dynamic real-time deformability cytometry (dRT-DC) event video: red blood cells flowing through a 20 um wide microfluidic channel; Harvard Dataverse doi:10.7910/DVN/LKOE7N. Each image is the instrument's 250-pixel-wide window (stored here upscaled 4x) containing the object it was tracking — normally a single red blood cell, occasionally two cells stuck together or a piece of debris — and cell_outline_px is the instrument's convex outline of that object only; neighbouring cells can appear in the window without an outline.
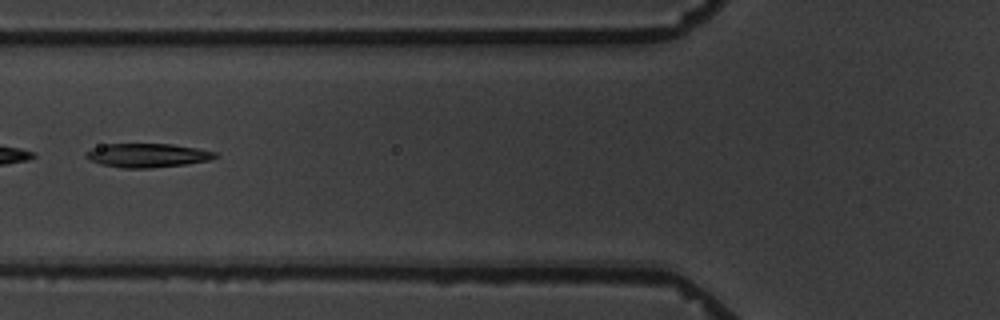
{"species": "common noctule bat (a hibernating species)", "species_latin": "Nyctalus noctula", "temperature_condition": "warm", "stored_images_in_passage": 12, "camera_frame_rate_fps": 3000, "um_per_image_px": 0.085, "animal": {"sex": "male", "body_mass_g": 19.5, "forearm_length_mm": 54.6}, "frame": {"image": 1, "passage_image": 6, "time_ms": 6.667, "image_size_px": [1000, 320], "cell_outline_px": [[220, 156], [212, 160], [184, 164], [152, 168], [124, 168], [100, 164], [88, 160], [84, 156], [92, 148], [108, 144], [172, 144], [196, 148], [216, 152]], "centroid_in_image_um": [12.56, 13.21], "position_along_channel_um": 113.2, "area_um2": 17.98}}
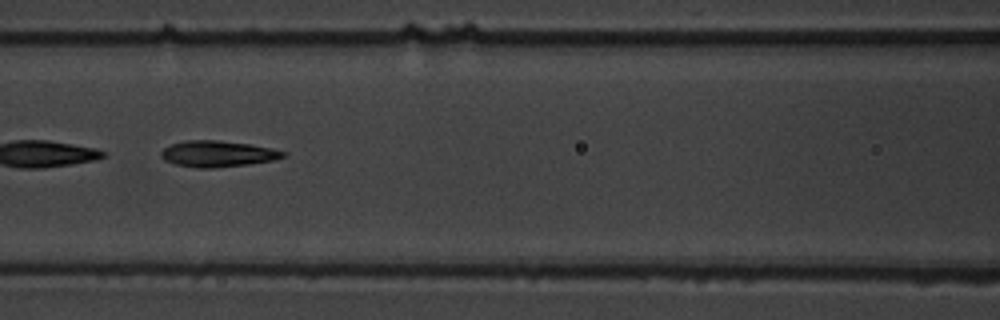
{"frame": {"image": 2, "passage_image": 7, "time_ms": 7.667, "image_size_px": [1000, 320], "cell_outline_px": [[288, 152], [284, 156], [272, 160], [248, 164], [212, 168], [196, 168], [176, 164], [164, 160], [160, 156], [160, 152], [164, 148], [172, 144], [184, 140], [216, 140], [248, 144], [272, 148]], "centroid_in_image_um": [18.47, 13.07], "position_along_channel_um": 148.1, "area_um2": 18.5}}
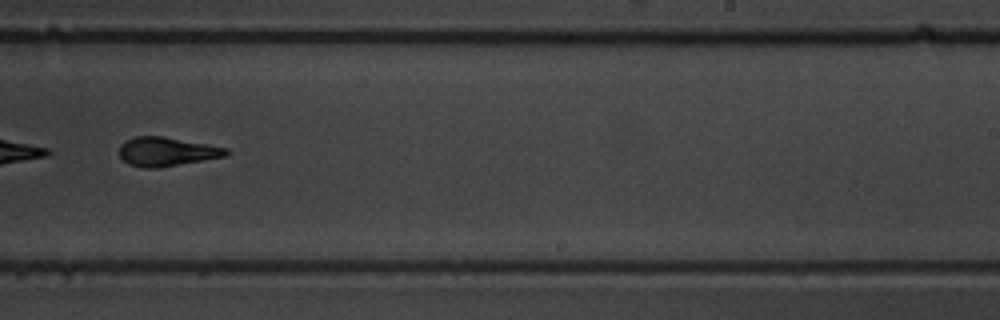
{"frame": {"image": 3, "passage_image": 10, "time_ms": 11.333, "image_size_px": [1000, 320], "cell_outline_px": [[232, 152], [228, 156], [160, 168], [144, 168], [128, 164], [120, 156], [120, 144], [124, 140], [136, 136], [164, 136], [208, 144], [228, 148]], "centroid_in_image_um": [14.21, 12.89], "position_along_channel_um": 274.8, "area_um2": 18.38}}